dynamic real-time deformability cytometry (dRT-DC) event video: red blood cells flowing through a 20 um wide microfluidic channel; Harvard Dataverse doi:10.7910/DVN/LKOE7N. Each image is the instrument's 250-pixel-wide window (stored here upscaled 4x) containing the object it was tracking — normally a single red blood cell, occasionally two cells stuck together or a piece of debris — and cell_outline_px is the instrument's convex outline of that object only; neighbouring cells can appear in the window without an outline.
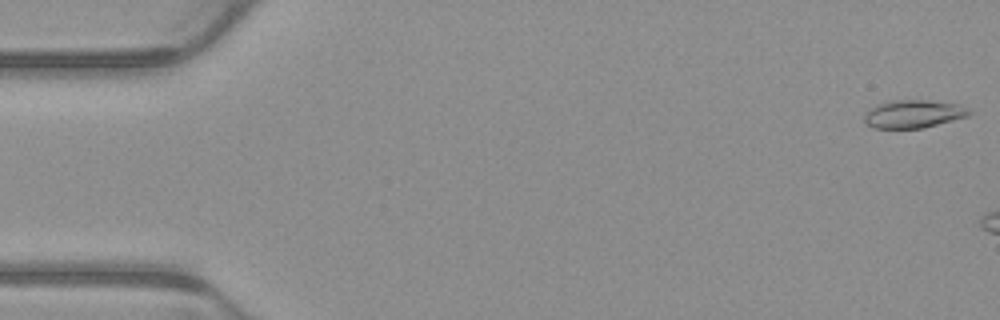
{"species": "common noctule bat (a hibernating species)", "species_latin": "Nyctalus noctula", "temperature_condition": "warm", "stored_images_in_passage": 3, "camera_frame_rate_fps": 3000, "um_per_image_px": 0.085, "animal": {"sex": "male", "body_mass_g": 23.1, "forearm_length_mm": 52.7}, "frame": {"image": 1, "passage_image": 1, "time_ms": 0.0, "image_size_px": [1000, 320], "cell_outline_px": [[972, 112], [968, 116], [924, 128], [872, 128], [864, 120], [864, 112], [876, 104], [888, 100], [928, 100], [960, 104], [968, 108]], "centroid_in_image_um": [77.63, 9.67], "position_along_channel_um": 7.4, "area_um2": 17.34}}